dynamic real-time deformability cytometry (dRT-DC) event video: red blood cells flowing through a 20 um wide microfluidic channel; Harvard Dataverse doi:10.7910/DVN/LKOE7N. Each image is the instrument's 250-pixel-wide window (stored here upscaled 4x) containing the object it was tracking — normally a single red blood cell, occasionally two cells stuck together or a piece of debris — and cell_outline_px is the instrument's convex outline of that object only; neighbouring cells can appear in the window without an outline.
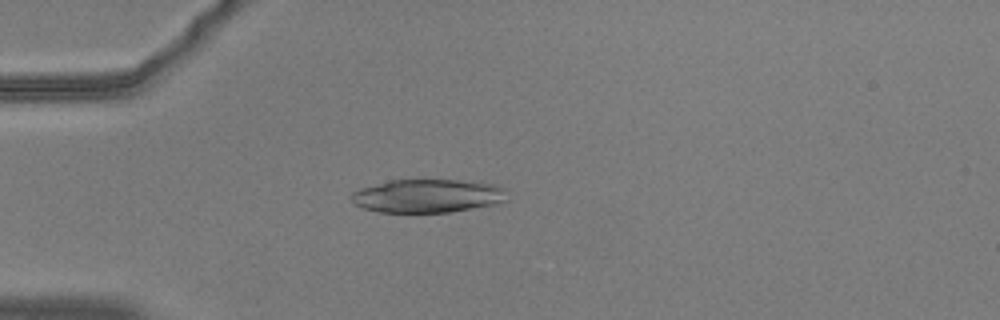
{"species": "common noctule bat (a hibernating species)", "species_latin": "Nyctalus noctula", "temperature_condition": "warm", "stored_images_in_passage": 47, "camera_frame_rate_fps": 3000, "um_per_image_px": 0.085, "animal": {"sex": "male", "body_mass_g": 20.5, "forearm_length_mm": 52.5}, "frame": {"image": 1, "passage_image": 8, "time_ms": 2.333, "image_size_px": [1000, 320], "cell_outline_px": [[508, 200], [496, 204], [452, 212], [376, 212], [364, 208], [356, 204], [352, 200], [352, 192], [360, 188], [392, 180], [480, 180], [504, 188]], "centroid_in_image_um": [36.41, 16.65], "position_along_channel_um": 48.6, "area_um2": 30.52}}
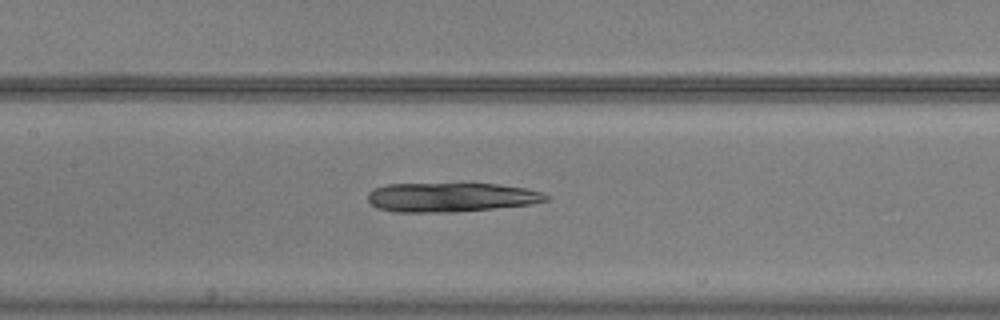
{"frame": {"image": 2, "passage_image": 19, "time_ms": 6.0, "image_size_px": [1000, 320], "cell_outline_px": [[548, 200], [532, 204], [452, 212], [392, 212], [376, 208], [368, 200], [368, 192], [376, 188], [388, 184], [460, 180], [500, 184], [524, 188], [544, 192], [548, 196]], "centroid_in_image_um": [38.32, 16.71], "position_along_channel_um": 169.1, "area_um2": 31.85}}
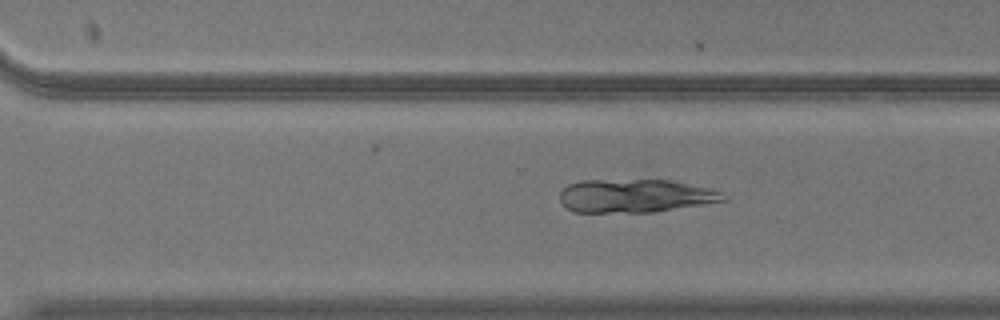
{"frame": {"image": 3, "passage_image": 31, "time_ms": 10.0, "image_size_px": [1000, 320], "cell_outline_px": [[728, 200], [652, 212], [576, 212], [568, 208], [560, 200], [560, 192], [568, 184], [580, 180], [668, 180], [704, 188], [720, 192], [728, 196]], "centroid_in_image_um": [53.95, 16.65], "position_along_channel_um": 316.7, "area_um2": 31.33}}